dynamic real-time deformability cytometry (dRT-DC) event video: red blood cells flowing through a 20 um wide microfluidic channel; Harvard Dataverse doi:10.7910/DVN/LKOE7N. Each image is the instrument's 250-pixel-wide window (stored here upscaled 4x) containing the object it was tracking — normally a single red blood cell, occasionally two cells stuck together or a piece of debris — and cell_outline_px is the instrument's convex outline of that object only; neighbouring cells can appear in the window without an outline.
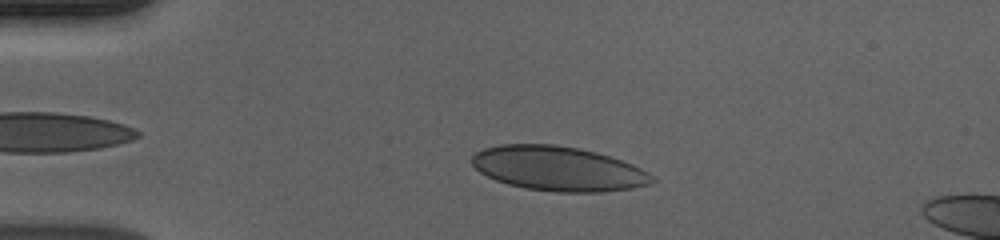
{"species": "human", "species_latin": "Homo sapiens", "temperature_condition": "cold", "stored_images_in_passage": 44, "camera_frame_rate_fps": 3000, "um_per_image_px": 0.085, "donor": {"sex": "male"}, "frame": {"image": 1, "passage_image": 9, "time_ms": 2.667, "image_size_px": [1000, 240], "cell_outline_px": [[656, 180], [648, 184], [632, 188], [600, 192], [556, 192], [524, 188], [508, 184], [496, 180], [480, 172], [472, 164], [472, 156], [476, 152], [484, 148], [500, 144], [552, 144], [580, 148], [596, 152], [632, 164], [648, 172]], "centroid_in_image_um": [47.43, 14.33], "position_along_channel_um": 37.6, "area_um2": 46.59}}
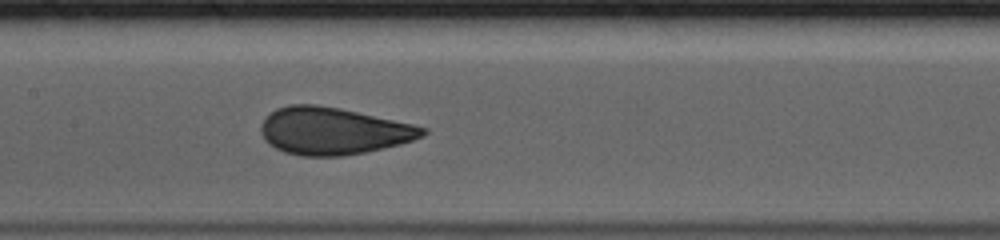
{"frame": {"image": 2, "passage_image": 24, "time_ms": 7.667, "image_size_px": [1000, 240], "cell_outline_px": [[428, 132], [424, 136], [400, 144], [364, 152], [344, 156], [300, 156], [284, 152], [268, 144], [260, 132], [260, 124], [276, 108], [292, 104], [316, 104], [340, 108], [412, 124], [428, 128]], "centroid_in_image_um": [28.3, 11.13], "position_along_channel_um": 179.1, "area_um2": 44.39}}
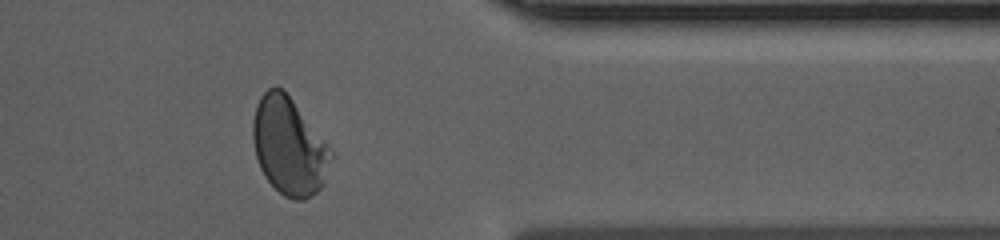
{"frame": {"image": 3, "passage_image": 42, "time_ms": 13.667, "image_size_px": [1000, 240], "cell_outline_px": [[332, 156], [324, 184], [316, 192], [304, 200], [296, 200], [284, 196], [264, 176], [260, 168], [256, 156], [252, 136], [252, 120], [256, 104], [260, 96], [268, 88], [276, 84], [284, 88], [328, 144], [332, 152]], "centroid_in_image_um": [24.55, 12.39], "position_along_channel_um": 386.8, "area_um2": 44.62}, "authors_computed_cell_mechanics": {"area_um2": 44.5638, "velocity_mm_per_s": 3.6741, "shape_relaxation_time_tau1_ms": 7.1102, "shape_relaxation_time_tau2_ms": null, "deformation_change_tau1": 0.1737, "deformation_change_tau2": null}}